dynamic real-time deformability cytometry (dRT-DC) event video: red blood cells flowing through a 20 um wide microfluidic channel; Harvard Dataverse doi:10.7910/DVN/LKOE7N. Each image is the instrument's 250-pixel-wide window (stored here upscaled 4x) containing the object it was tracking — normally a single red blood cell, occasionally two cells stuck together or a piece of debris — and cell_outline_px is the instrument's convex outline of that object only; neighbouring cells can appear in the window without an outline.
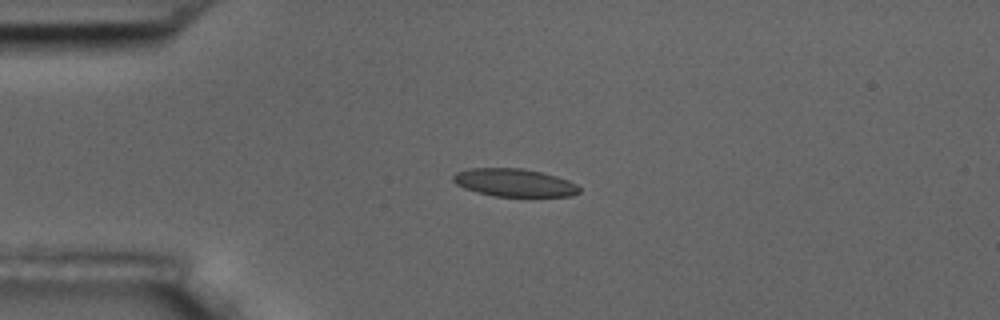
{"species": "common noctule bat (a hibernating species)", "species_latin": "Nyctalus noctula", "temperature_condition": "room temperature", "stored_images_in_passage": 4, "camera_frame_rate_fps": 3000, "um_per_image_px": 0.085, "animal": {"sex": "male", "body_mass_g": 17.5, "forearm_length_mm": 52.3}, "frame": {"image": 1, "passage_image": 3, "time_ms": 3.333, "image_size_px": [1000, 320], "cell_outline_px": [[580, 192], [572, 196], [496, 196], [476, 192], [464, 188], [456, 184], [452, 180], [452, 176], [456, 172], [468, 168], [524, 168], [556, 176], [568, 180], [576, 184], [580, 188]], "centroid_in_image_um": [43.69, 15.52], "position_along_channel_um": 41.3, "area_um2": 20.52}}